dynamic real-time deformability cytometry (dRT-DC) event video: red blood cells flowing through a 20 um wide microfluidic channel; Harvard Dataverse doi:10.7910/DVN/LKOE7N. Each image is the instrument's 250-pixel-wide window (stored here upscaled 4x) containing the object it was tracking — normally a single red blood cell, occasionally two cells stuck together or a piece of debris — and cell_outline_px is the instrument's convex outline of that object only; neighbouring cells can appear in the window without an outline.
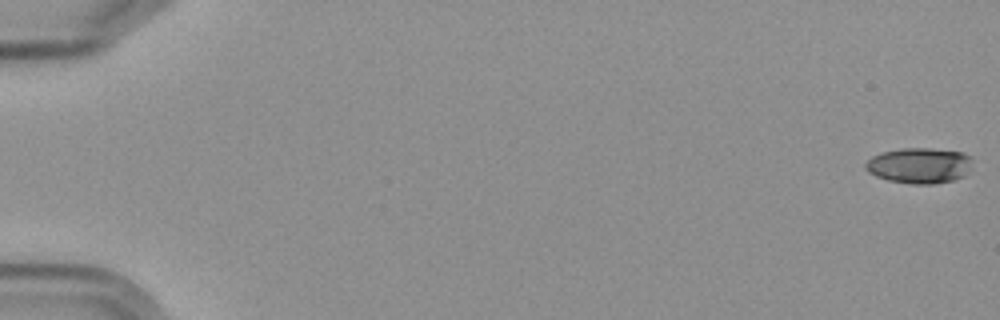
{"species": "Egyptian fruit bat (a non-hibernating species)", "species_latin": "Rousettus aegyptiacus", "temperature_condition": "cold", "stored_images_in_passage": 6, "camera_frame_rate_fps": 3000, "um_per_image_px": 0.085, "frame": {"image": 1, "passage_image": 1, "time_ms": 0.0, "image_size_px": [1000, 320], "cell_outline_px": [[972, 160], [964, 176], [952, 180], [932, 184], [916, 184], [888, 180], [876, 176], [868, 172], [864, 168], [864, 164], [872, 156], [884, 152], [904, 148], [928, 148], [964, 152]], "centroid_in_image_um": [78.12, 14.06], "position_along_channel_um": 6.9, "area_um2": 21.96}}
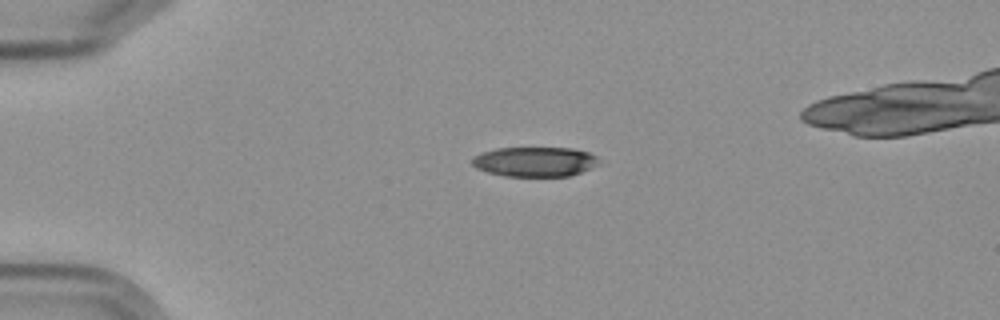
{"frame": {"image": 2, "passage_image": 5, "time_ms": 4.667, "image_size_px": [1000, 320], "cell_outline_px": [[604, 160], [580, 172], [568, 176], [504, 176], [488, 172], [476, 168], [472, 164], [472, 156], [496, 148], [572, 148], [588, 152]], "centroid_in_image_um": [45.45, 13.74], "position_along_channel_um": 39.5, "area_um2": 21.91}}